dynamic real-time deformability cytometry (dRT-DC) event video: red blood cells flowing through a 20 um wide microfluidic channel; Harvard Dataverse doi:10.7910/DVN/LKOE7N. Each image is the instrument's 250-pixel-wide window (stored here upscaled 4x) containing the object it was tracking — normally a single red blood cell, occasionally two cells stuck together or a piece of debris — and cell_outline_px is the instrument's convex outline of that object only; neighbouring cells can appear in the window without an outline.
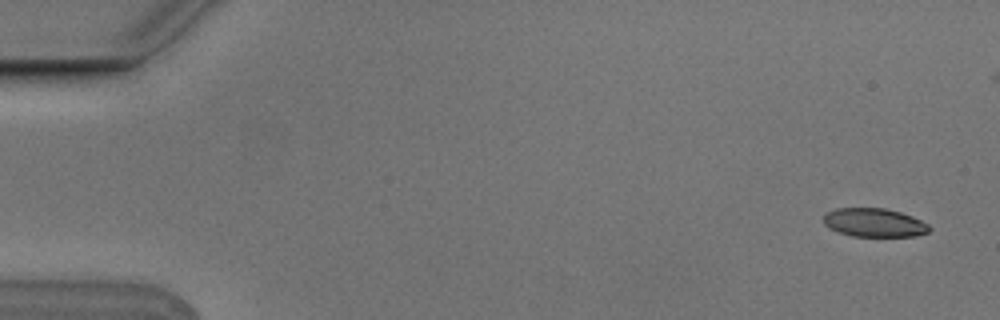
{"species": "Egyptian fruit bat (a non-hibernating species)", "species_latin": "Rousettus aegyptiacus", "temperature_condition": "cold", "stored_images_in_passage": 5, "camera_frame_rate_fps": 3000, "um_per_image_px": 0.085, "animal": {"sex": "male"}, "frame": {"image": 1, "passage_image": 1, "time_ms": 0.0, "image_size_px": [1000, 320], "cell_outline_px": [[932, 228], [928, 232], [916, 236], [852, 236], [828, 228], [824, 224], [824, 212], [836, 208], [884, 208], [900, 212], [912, 216], [928, 224]], "centroid_in_image_um": [74.3, 18.92], "position_along_channel_um": 10.7, "area_um2": 17.69}}
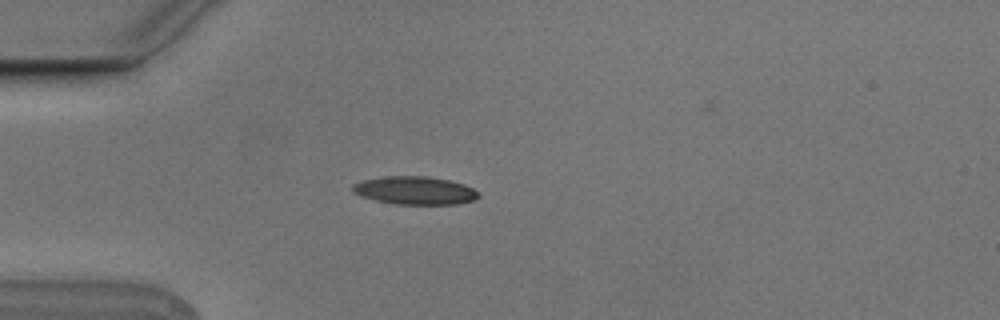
{"frame": {"image": 2, "passage_image": 4, "time_ms": 1.0, "image_size_px": [1000, 320], "cell_outline_px": [[480, 196], [476, 200], [456, 204], [392, 204], [360, 196], [352, 192], [352, 184], [364, 180], [388, 176], [428, 176], [448, 180], [464, 184], [472, 188]], "centroid_in_image_um": [35.26, 16.19], "position_along_channel_um": 49.7, "area_um2": 20.58}}